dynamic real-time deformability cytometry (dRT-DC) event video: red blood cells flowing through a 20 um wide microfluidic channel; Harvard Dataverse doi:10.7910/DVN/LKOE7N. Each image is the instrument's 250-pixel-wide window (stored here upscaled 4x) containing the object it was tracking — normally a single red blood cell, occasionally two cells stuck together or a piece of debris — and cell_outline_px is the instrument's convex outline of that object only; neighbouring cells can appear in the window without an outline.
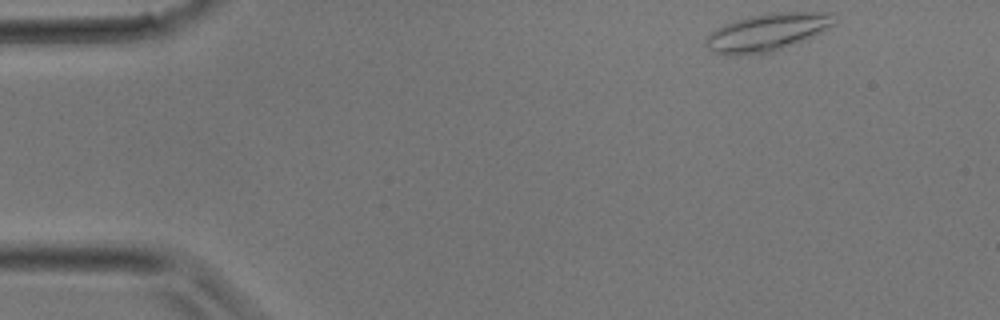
{"species": "common noctule bat (a hibernating species)", "species_latin": "Nyctalus noctula", "temperature_condition": "room temperature", "stored_images_in_passage": 32, "camera_frame_rate_fps": 3000, "um_per_image_px": 0.085, "animal": {"sex": "male", "body_mass_g": 17.9}, "frame": {"image": 1, "passage_image": 1, "time_ms": 0.0, "image_size_px": [1000, 320], "cell_outline_px": [[836, 24], [812, 36], [772, 52], [732, 56], [724, 56], [712, 52], [704, 44], [704, 40], [716, 28], [724, 24], [748, 16], [768, 12], [832, 12]], "centroid_in_image_um": [65.16, 2.74], "position_along_channel_um": 19.8, "area_um2": 28.21}}
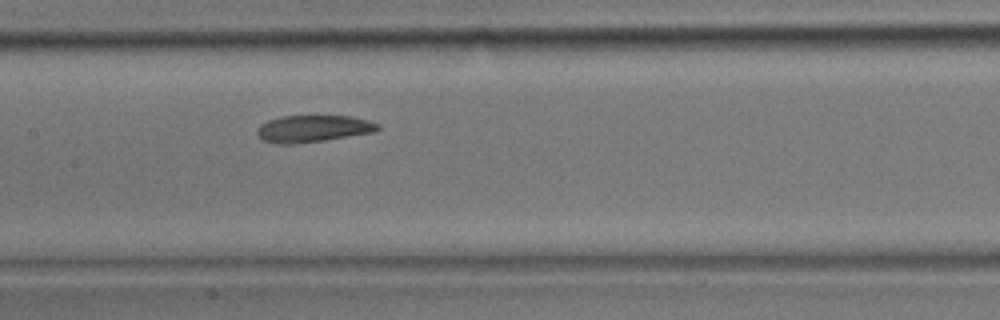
{"frame": {"image": 2, "passage_image": 14, "time_ms": 4.333, "image_size_px": [1000, 320], "cell_outline_px": [[380, 128], [376, 132], [324, 140], [288, 144], [280, 144], [264, 140], [256, 132], [256, 128], [260, 124], [268, 120], [280, 116], [348, 116], [368, 120], [380, 124]], "centroid_in_image_um": [26.62, 10.92], "position_along_channel_um": 180.8, "area_um2": 18.84}}
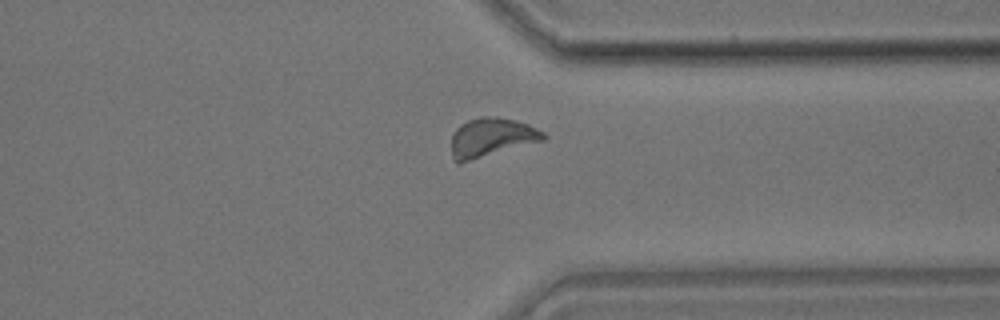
{"frame": {"image": 3, "passage_image": 24, "time_ms": 7.667, "image_size_px": [1000, 320], "cell_outline_px": [[548, 136], [544, 140], [460, 164], [456, 164], [452, 160], [452, 136], [456, 128], [460, 124], [468, 120], [480, 116], [496, 116], [516, 120], [528, 124], [544, 132]], "centroid_in_image_um": [41.75, 11.69], "position_along_channel_um": 369.6, "area_um2": 21.21}}